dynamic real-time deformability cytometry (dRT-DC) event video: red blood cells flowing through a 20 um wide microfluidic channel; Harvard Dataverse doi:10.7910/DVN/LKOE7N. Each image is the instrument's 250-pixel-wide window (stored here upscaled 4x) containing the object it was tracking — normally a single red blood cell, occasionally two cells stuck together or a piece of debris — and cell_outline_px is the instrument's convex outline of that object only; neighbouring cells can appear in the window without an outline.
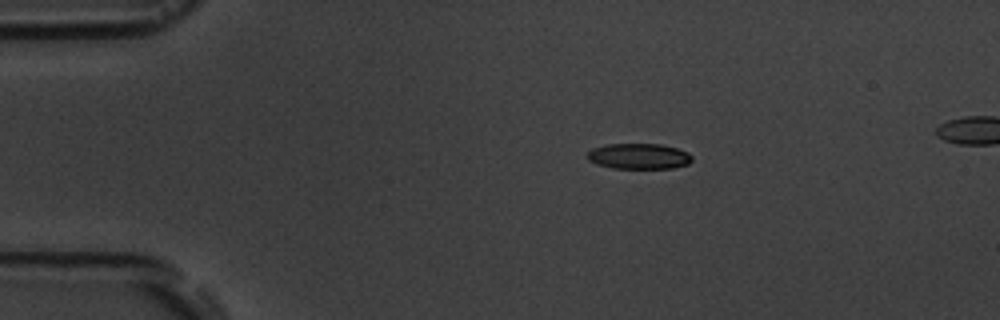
{"species": "common noctule bat (a hibernating species)", "species_latin": "Nyctalus noctula", "temperature_condition": "room temperature", "stored_images_in_passage": 4, "camera_frame_rate_fps": 3000, "um_per_image_px": 0.085, "animal": {"sex": "male", "body_mass_g": 19.5, "forearm_length_mm": 54.6}, "frame": {"image": 1, "passage_image": 1, "time_ms": 0.0, "image_size_px": [1000, 320], "cell_outline_px": [[692, 160], [688, 164], [672, 168], [612, 168], [596, 164], [588, 160], [588, 152], [592, 148], [608, 144], [660, 144], [676, 148], [688, 152], [692, 156]], "centroid_in_image_um": [54.3, 13.28], "position_along_channel_um": 30.7, "area_um2": 15.61}}
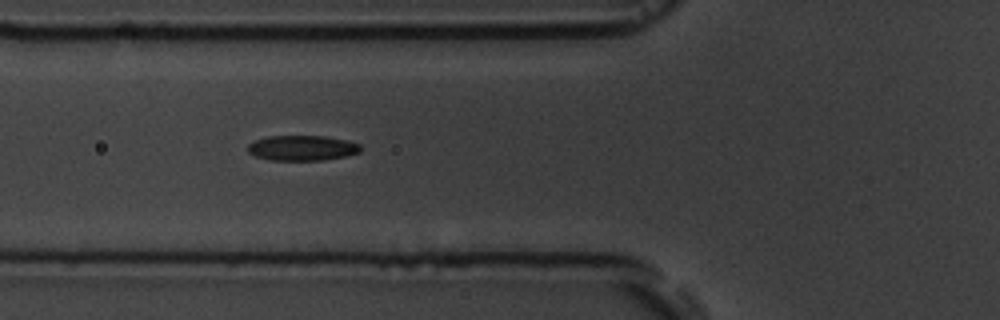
{"frame": {"image": 2, "passage_image": 4, "time_ms": 3.333, "image_size_px": [1000, 320], "cell_outline_px": [[360, 152], [348, 156], [324, 160], [268, 160], [256, 156], [248, 152], [248, 144], [256, 140], [268, 136], [324, 136], [348, 140], [360, 144]], "centroid_in_image_um": [25.71, 12.58], "position_along_channel_um": 100.1, "area_um2": 16.65}}